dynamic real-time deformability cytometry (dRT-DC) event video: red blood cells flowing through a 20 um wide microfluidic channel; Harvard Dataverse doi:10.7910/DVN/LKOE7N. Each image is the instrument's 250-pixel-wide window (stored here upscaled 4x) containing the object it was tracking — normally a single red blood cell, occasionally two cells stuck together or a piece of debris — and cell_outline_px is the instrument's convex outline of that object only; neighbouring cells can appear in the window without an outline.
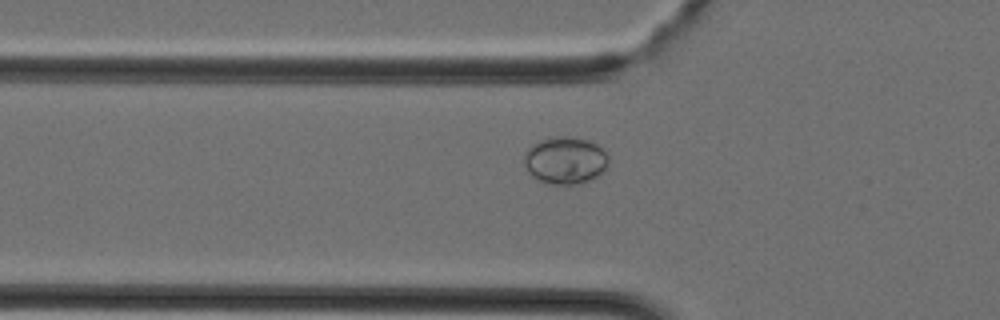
{"species": "Egyptian fruit bat (a non-hibernating species)", "species_latin": "Rousettus aegyptiacus", "temperature_condition": "cold", "stored_images_in_passage": 31, "segment_of_instrument_passage": [1, 2], "camera_frame_rate_fps": 3000, "um_per_image_px": 0.085, "animal": {"sex": "female"}, "frame": {"image": 1, "passage_image": 4, "time_ms": 1.0, "image_size_px": [1000, 320], "cell_outline_px": [[608, 164], [604, 172], [592, 180], [580, 184], [544, 184], [532, 176], [528, 172], [524, 164], [524, 152], [532, 144], [540, 140], [556, 136], [568, 136], [588, 140], [596, 144], [608, 156]], "centroid_in_image_um": [48.03, 13.65], "position_along_channel_um": 77.8, "area_um2": 23.58}}
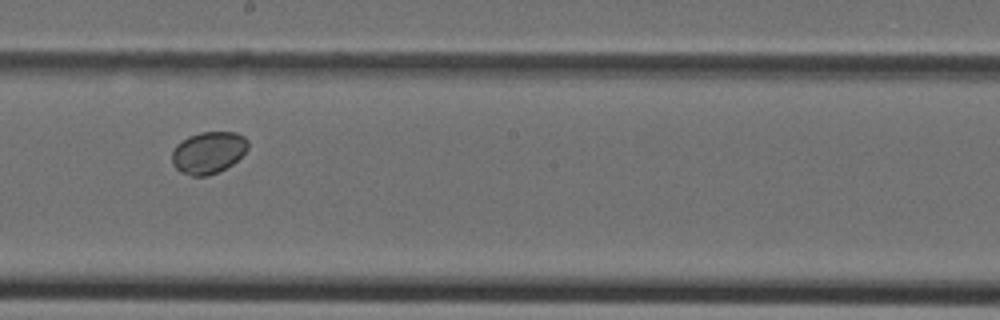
{"frame": {"image": 2, "passage_image": 13, "time_ms": 4.0, "image_size_px": [1000, 320], "cell_outline_px": [[248, 148], [232, 164], [208, 176], [192, 176], [180, 172], [172, 164], [172, 152], [176, 144], [188, 136], [200, 132], [236, 132], [244, 136], [248, 140]], "centroid_in_image_um": [17.69, 12.96], "position_along_channel_um": 230.5, "area_um2": 18.55}}
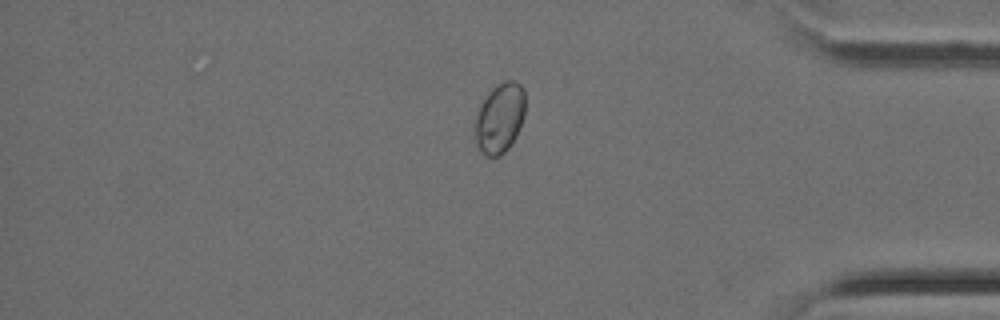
{"frame": {"image": 3, "passage_image": 24, "time_ms": 7.667, "image_size_px": [1000, 320], "cell_outline_px": [[524, 116], [516, 136], [508, 148], [500, 156], [484, 156], [476, 144], [472, 136], [476, 116], [488, 92], [496, 84], [504, 80], [516, 80], [524, 88]], "centroid_in_image_um": [42.46, 10.04], "position_along_channel_um": 392.7, "area_um2": 20.75}}